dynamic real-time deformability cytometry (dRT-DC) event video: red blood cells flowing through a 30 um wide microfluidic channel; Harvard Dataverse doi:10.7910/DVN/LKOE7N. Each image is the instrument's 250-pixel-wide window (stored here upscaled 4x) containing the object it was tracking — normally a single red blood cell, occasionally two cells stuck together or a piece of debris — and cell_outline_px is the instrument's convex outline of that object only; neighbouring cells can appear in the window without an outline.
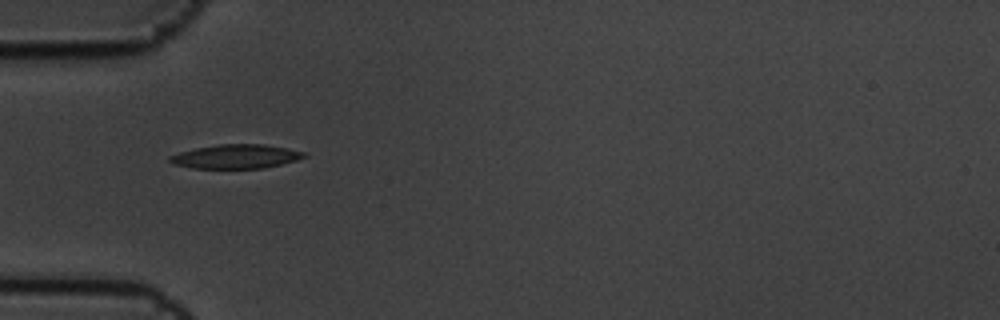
{"species": "common noctule bat (a hibernating species)", "species_latin": "Nyctalus noctula", "temperature_condition": "cold", "stored_images_in_passage": 4, "camera_frame_rate_fps": 3000, "um_per_image_px": 0.085, "animal": {"sex": "male", "body_mass_g": 19.5, "forearm_length_mm": 54.6}, "frame": {"image": 1, "passage_image": 1, "time_ms": 0.0, "image_size_px": [1000, 320], "cell_outline_px": [[308, 156], [296, 160], [264, 168], [192, 168], [172, 164], [168, 160], [168, 156], [180, 152], [196, 148], [220, 144], [264, 144], [288, 148], [308, 152]], "centroid_in_image_um": [20.07, 13.3], "position_along_channel_um": 64.9, "area_um2": 18.9}}
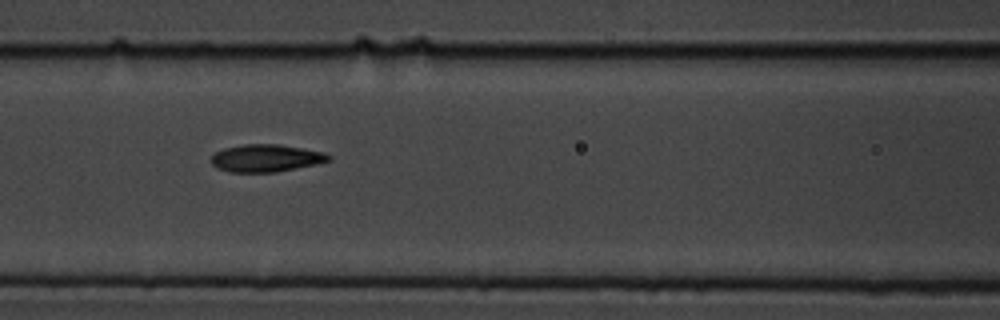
{"frame": {"image": 2, "passage_image": 3, "time_ms": 0.667, "image_size_px": [1000, 320], "cell_outline_px": [[332, 160], [316, 164], [276, 172], [228, 172], [216, 168], [212, 164], [212, 156], [216, 152], [224, 148], [244, 144], [280, 144], [324, 152], [332, 156]], "centroid_in_image_um": [22.62, 13.44], "position_along_channel_um": 144.0, "area_um2": 18.84}}
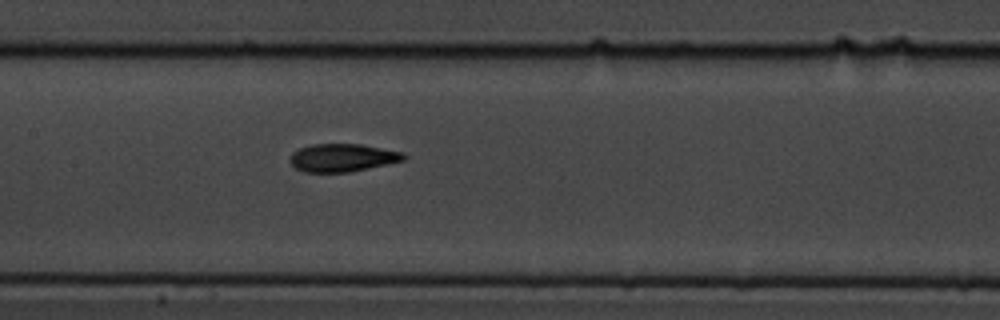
{"frame": {"image": 3, "passage_image": 4, "time_ms": 1.0, "image_size_px": [1000, 320], "cell_outline_px": [[408, 156], [404, 160], [368, 168], [348, 172], [304, 172], [296, 168], [288, 160], [292, 152], [300, 148], [312, 144], [360, 144], [404, 152]], "centroid_in_image_um": [29.1, 13.4], "position_along_channel_um": 178.3, "area_um2": 18.5}}